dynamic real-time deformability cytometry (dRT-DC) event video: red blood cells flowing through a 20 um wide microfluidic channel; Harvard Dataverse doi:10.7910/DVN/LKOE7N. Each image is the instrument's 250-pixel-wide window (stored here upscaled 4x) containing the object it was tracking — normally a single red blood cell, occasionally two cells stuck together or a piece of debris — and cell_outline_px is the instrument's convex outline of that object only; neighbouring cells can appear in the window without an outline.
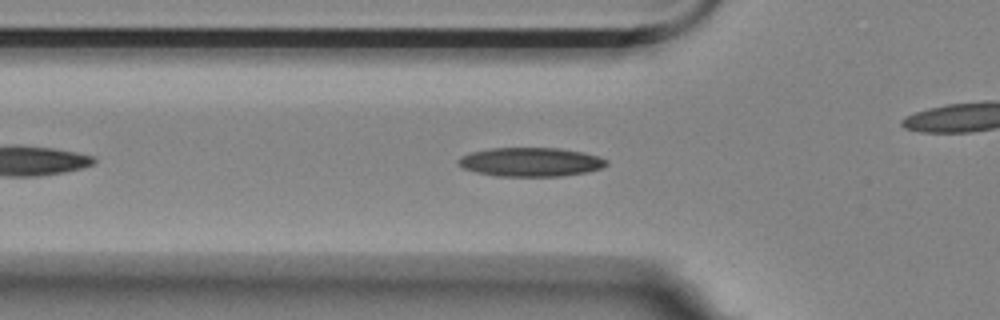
{"species": "Egyptian fruit bat (a non-hibernating species)", "species_latin": "Rousettus aegyptiacus", "temperature_condition": "room temperature", "stored_images_in_passage": 42, "camera_frame_rate_fps": 3000, "um_per_image_px": 0.085, "animal": {"sex": "female"}, "frame": {"image": 1, "passage_image": 8, "time_ms": 2.333, "image_size_px": [1000, 320], "cell_outline_px": [[608, 164], [600, 168], [584, 172], [560, 176], [496, 176], [476, 172], [464, 168], [456, 164], [456, 160], [460, 156], [472, 152], [492, 148], [560, 148], [584, 152], [600, 156], [608, 160]], "centroid_in_image_um": [45.09, 13.76], "position_along_channel_um": 80.7, "area_um2": 25.03}}
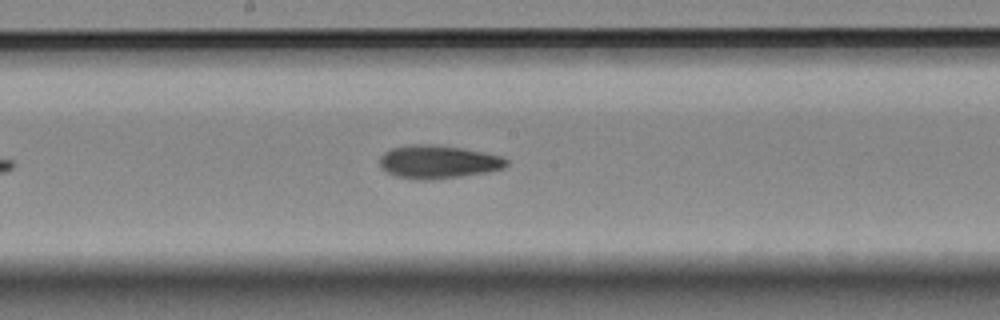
{"frame": {"image": 2, "passage_image": 19, "time_ms": 6.0, "image_size_px": [1000, 320], "cell_outline_px": [[508, 164], [504, 168], [488, 172], [460, 176], [428, 180], [420, 180], [396, 176], [388, 172], [380, 164], [380, 156], [384, 152], [392, 148], [412, 144], [428, 144], [464, 148], [484, 152], [500, 156], [508, 160]], "centroid_in_image_um": [37.26, 13.75], "position_along_channel_um": 210.9, "area_um2": 24.39}}
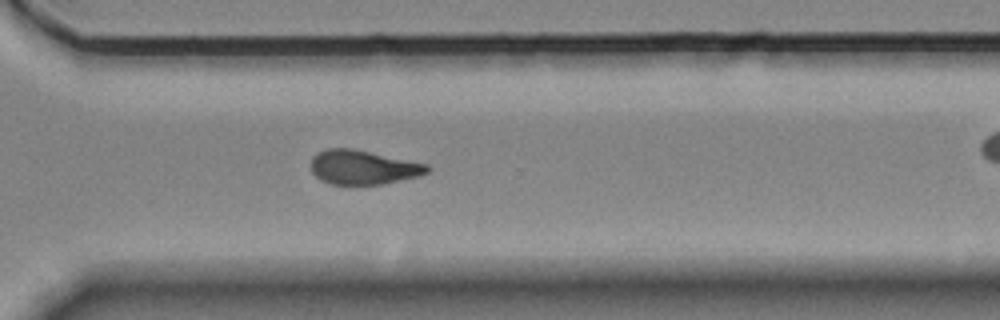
{"frame": {"image": 3, "passage_image": 30, "time_ms": 9.667, "image_size_px": [1000, 320], "cell_outline_px": [[428, 172], [420, 176], [384, 184], [328, 184], [320, 180], [312, 172], [312, 156], [316, 152], [328, 148], [352, 148], [428, 164]], "centroid_in_image_um": [30.85, 14.22], "position_along_channel_um": 339.8, "area_um2": 23.24}}